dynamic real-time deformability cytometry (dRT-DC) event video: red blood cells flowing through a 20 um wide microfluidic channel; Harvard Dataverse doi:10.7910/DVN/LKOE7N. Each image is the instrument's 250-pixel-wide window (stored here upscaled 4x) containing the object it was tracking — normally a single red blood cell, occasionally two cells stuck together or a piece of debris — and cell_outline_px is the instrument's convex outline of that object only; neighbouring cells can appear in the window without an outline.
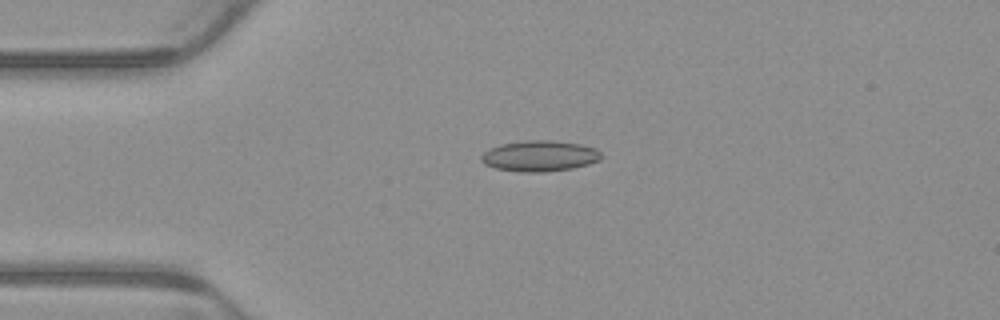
{"species": "common noctule bat (a hibernating species)", "species_latin": "Nyctalus noctula", "temperature_condition": "warm", "stored_images_in_passage": 4, "camera_frame_rate_fps": 3000, "um_per_image_px": 0.085, "animal": {"sex": "male", "body_mass_g": 23.1, "forearm_length_mm": 52.7}, "frame": {"image": 1, "passage_image": 3, "time_ms": 0.667, "image_size_px": [1000, 320], "cell_outline_px": [[600, 160], [588, 164], [572, 168], [544, 172], [520, 172], [496, 168], [484, 164], [480, 160], [480, 156], [488, 148], [500, 144], [524, 140], [548, 140], [580, 144], [596, 148], [600, 152]], "centroid_in_image_um": [45.83, 13.25], "position_along_channel_um": 39.2, "area_um2": 21.62}}